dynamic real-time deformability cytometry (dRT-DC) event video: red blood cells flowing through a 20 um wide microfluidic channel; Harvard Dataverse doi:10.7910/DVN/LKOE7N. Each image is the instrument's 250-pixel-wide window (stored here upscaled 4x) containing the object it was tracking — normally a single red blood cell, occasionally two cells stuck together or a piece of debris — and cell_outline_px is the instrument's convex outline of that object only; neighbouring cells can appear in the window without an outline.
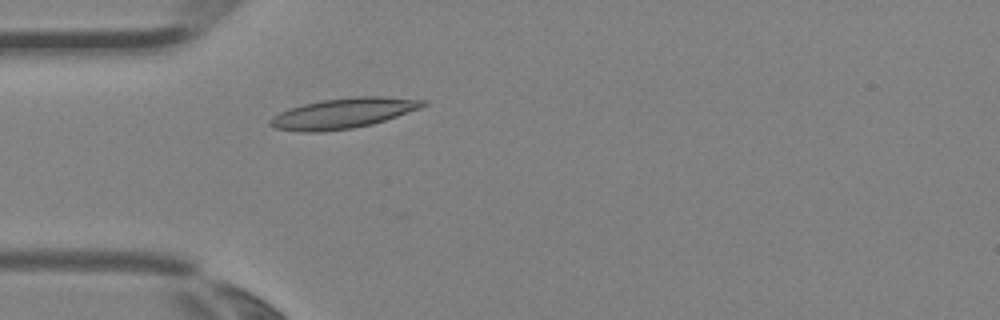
{"species": "Egyptian fruit bat (a non-hibernating species)", "species_latin": "Rousettus aegyptiacus", "temperature_condition": "room temperature", "stored_images_in_passage": 3, "segment_of_instrument_passage": [1, 2], "camera_frame_rate_fps": 3000, "um_per_image_px": 0.085, "animal": {"sex": "female"}, "frame": {"image": 1, "passage_image": 2, "time_ms": 0.333, "image_size_px": [1000, 320], "cell_outline_px": [[428, 104], [420, 108], [372, 124], [352, 128], [320, 132], [304, 132], [276, 128], [268, 124], [268, 120], [272, 116], [280, 112], [304, 104], [324, 100], [352, 96], [380, 96], [428, 100]], "centroid_in_image_um": [29.18, 9.62], "position_along_channel_um": 55.8, "area_um2": 26.76}}